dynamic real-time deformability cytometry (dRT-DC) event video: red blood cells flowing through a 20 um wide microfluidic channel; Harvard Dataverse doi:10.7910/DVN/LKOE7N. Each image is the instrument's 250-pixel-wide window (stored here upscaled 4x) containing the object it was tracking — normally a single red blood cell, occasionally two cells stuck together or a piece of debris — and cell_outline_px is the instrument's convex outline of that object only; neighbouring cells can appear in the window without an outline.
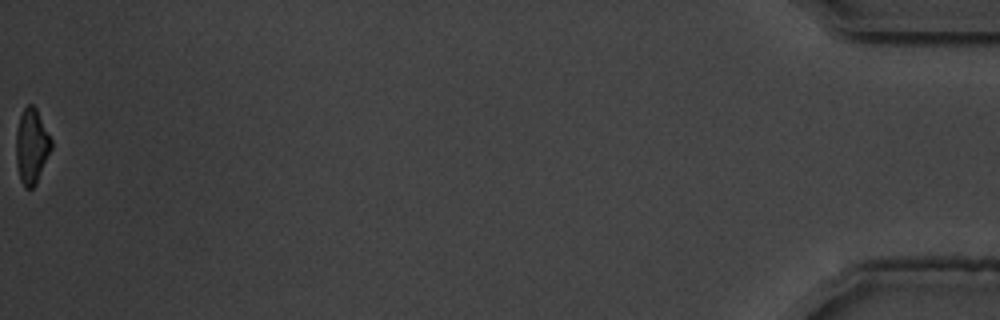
{"species": "common noctule bat (a hibernating species)", "species_latin": "Nyctalus noctula", "temperature_condition": "warm", "stored_images_in_passage": 41, "camera_frame_rate_fps": 3000, "um_per_image_px": 0.085, "animal": {"sex": "male", "body_mass_g": 19.5, "forearm_length_mm": 54.6}, "frame": {"image": 1, "passage_image": 41, "time_ms": 13.333, "image_size_px": [1000, 320], "cell_outline_px": [[52, 148], [36, 184], [32, 188], [24, 188], [20, 180], [16, 164], [16, 132], [20, 116], [24, 108], [28, 104], [32, 104], [36, 108], [52, 140]], "centroid_in_image_um": [2.68, 12.44], "position_along_channel_um": 432.5, "area_um2": 15.43}, "authors_computed_cell_mechanics": {"area_um2": 17.7446, "velocity_mm_per_s": 3.6031, "shape_relaxation_time_tau1_ms": 3.8709, "shape_relaxation_time_tau2_ms": 4.0306, "deformation_change_tau1": 0.1855, "deformation_change_tau2": 0.1116}}